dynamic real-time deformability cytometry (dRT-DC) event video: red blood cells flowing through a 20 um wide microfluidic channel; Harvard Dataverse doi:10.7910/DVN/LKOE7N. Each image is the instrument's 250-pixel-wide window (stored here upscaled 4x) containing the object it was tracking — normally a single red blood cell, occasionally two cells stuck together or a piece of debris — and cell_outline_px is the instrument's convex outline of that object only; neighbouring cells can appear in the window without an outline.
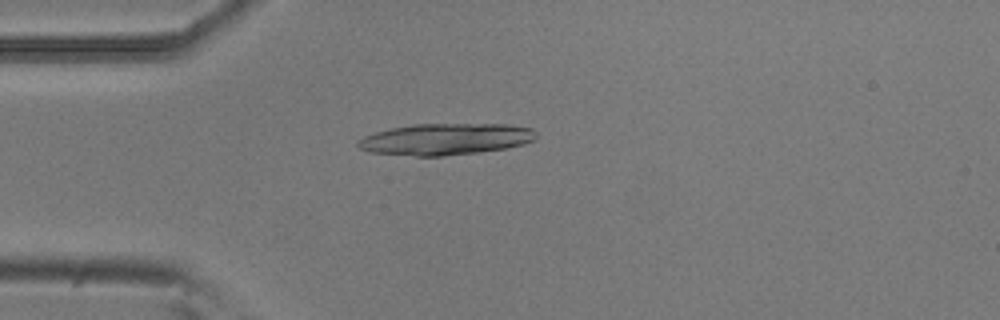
{"species": "common noctule bat (a hibernating species)", "species_latin": "Nyctalus noctula", "temperature_condition": "room temperature", "stored_images_in_passage": 52, "camera_frame_rate_fps": 3000, "um_per_image_px": 0.085, "animal": {"sex": "male", "body_mass_g": 20.5, "forearm_length_mm": 52.5}, "frame": {"image": 1, "passage_image": 13, "time_ms": 4.0, "image_size_px": [1000, 320], "cell_outline_px": [[536, 136], [532, 140], [524, 144], [508, 148], [480, 152], [444, 156], [416, 156], [368, 152], [360, 148], [356, 144], [356, 140], [364, 136], [376, 132], [392, 128], [412, 124], [508, 124], [532, 128], [536, 132]], "centroid_in_image_um": [37.86, 11.83], "position_along_channel_um": 47.1, "area_um2": 32.89}}
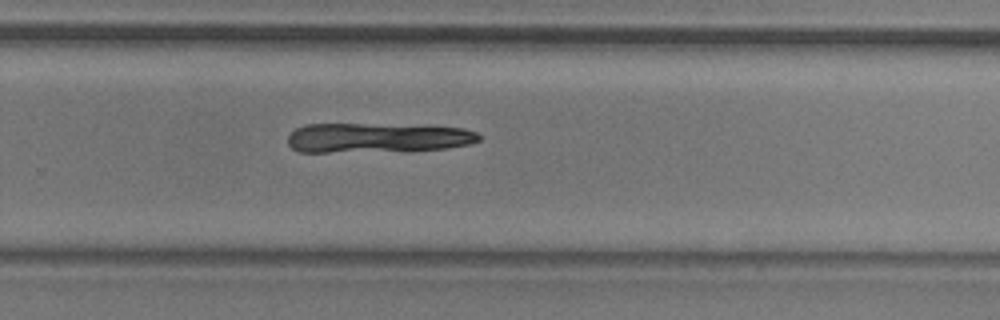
{"frame": {"image": 2, "passage_image": 34, "time_ms": 11.0, "image_size_px": [1000, 320], "cell_outline_px": [[480, 140], [468, 144], [448, 148], [328, 152], [300, 152], [292, 148], [288, 144], [288, 136], [296, 128], [304, 124], [432, 124], [464, 128], [476, 132], [480, 136]], "centroid_in_image_um": [32.1, 11.67], "position_along_channel_um": 297.7, "area_um2": 33.23}}
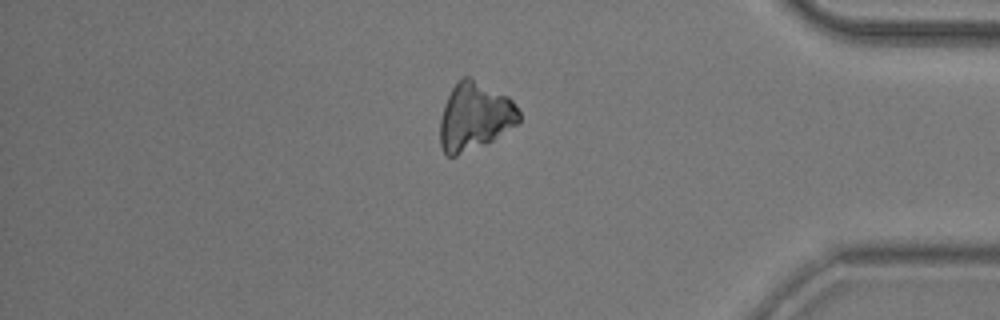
{"frame": {"image": 3, "passage_image": 44, "time_ms": 14.333, "image_size_px": [1000, 320], "cell_outline_px": [[520, 120], [516, 124], [492, 140], [484, 144], [456, 156], [448, 156], [440, 148], [440, 116], [444, 104], [456, 80], [464, 76], [468, 76], [508, 96], [512, 100], [520, 112]], "centroid_in_image_um": [40.32, 9.89], "position_along_channel_um": 394.9, "area_um2": 31.1}}